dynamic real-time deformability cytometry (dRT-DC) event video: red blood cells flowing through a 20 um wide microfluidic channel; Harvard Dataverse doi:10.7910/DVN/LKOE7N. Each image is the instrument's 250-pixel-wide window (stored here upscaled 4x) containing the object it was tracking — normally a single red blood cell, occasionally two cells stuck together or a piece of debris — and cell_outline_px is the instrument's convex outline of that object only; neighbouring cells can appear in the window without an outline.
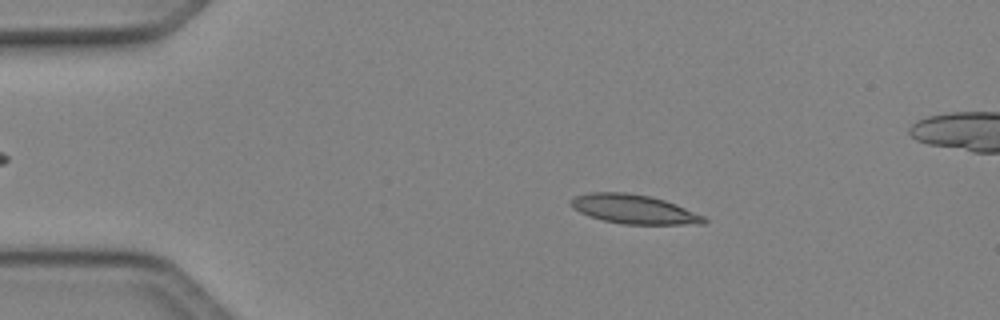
{"species": "Egyptian fruit bat (a non-hibernating species)", "species_latin": "Rousettus aegyptiacus", "temperature_condition": "cold", "stored_images_in_passage": 50, "camera_frame_rate_fps": 3000, "um_per_image_px": 0.085, "animal": {"sex": "female"}, "frame": {"image": 1, "passage_image": 9, "time_ms": 2.667, "image_size_px": [1000, 320], "cell_outline_px": [[708, 220], [704, 224], [624, 224], [604, 220], [580, 212], [572, 208], [572, 200], [576, 196], [588, 192], [624, 192], [652, 196], [676, 204], [704, 216]], "centroid_in_image_um": [53.92, 17.77], "position_along_channel_um": 31.1, "area_um2": 22.37}}
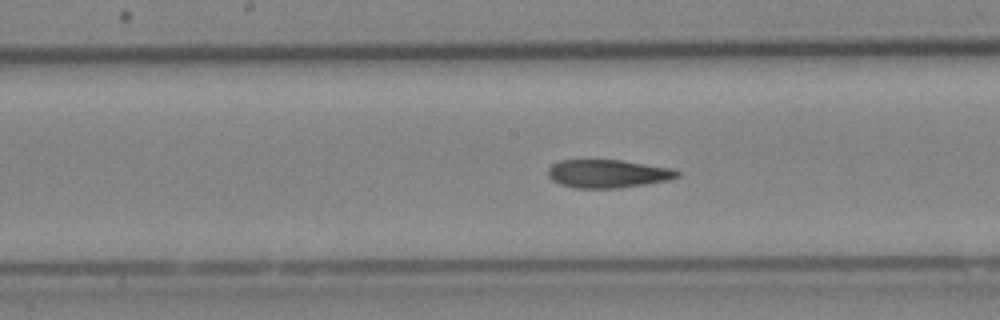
{"frame": {"image": 2, "passage_image": 25, "time_ms": 8.0, "image_size_px": [1000, 320], "cell_outline_px": [[680, 176], [668, 180], [644, 184], [616, 188], [576, 188], [560, 184], [552, 180], [548, 176], [548, 168], [552, 164], [560, 160], [620, 160], [672, 168], [680, 172]], "centroid_in_image_um": [51.65, 14.76], "position_along_channel_um": 196.6, "area_um2": 21.15}}
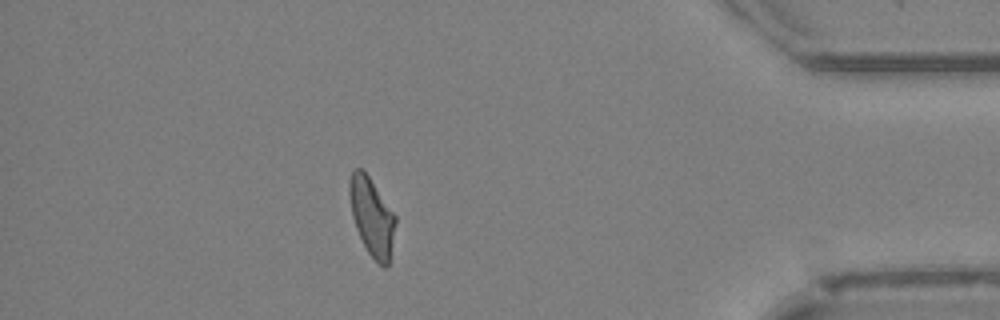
{"frame": {"image": 3, "passage_image": 43, "time_ms": 14.0, "image_size_px": [1000, 320], "cell_outline_px": [[396, 224], [388, 264], [384, 268], [368, 252], [356, 228], [352, 216], [348, 192], [348, 180], [352, 168], [360, 168], [368, 176], [396, 216]], "centroid_in_image_um": [31.58, 18.38], "position_along_channel_um": 403.6, "area_um2": 20.63}}